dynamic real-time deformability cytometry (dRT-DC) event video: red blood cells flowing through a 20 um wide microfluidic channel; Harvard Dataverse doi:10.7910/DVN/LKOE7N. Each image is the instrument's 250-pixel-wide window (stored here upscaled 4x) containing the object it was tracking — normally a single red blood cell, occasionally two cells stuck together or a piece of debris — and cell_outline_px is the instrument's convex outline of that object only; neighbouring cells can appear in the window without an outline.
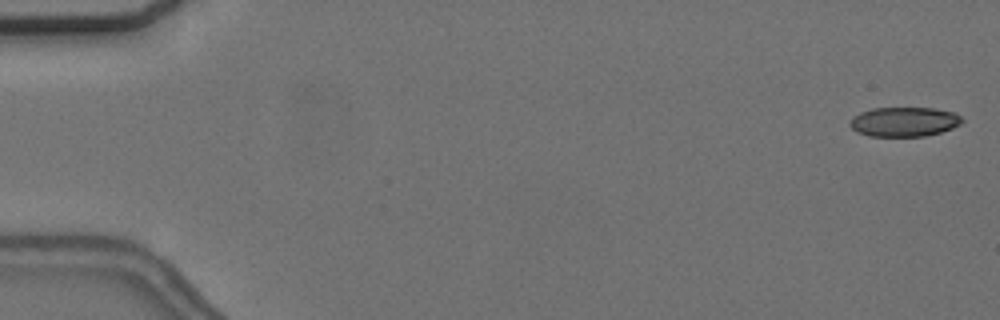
{"species": "common noctule bat (a hibernating species)", "species_latin": "Nyctalus noctula", "temperature_condition": "cold", "stored_images_in_passage": 11, "camera_frame_rate_fps": 3000, "um_per_image_px": 0.085, "animal": {"sex": "female", "body_mass_g": 24.6, "forearm_length_mm": 56.2}, "frame": {"image": 1, "passage_image": 1, "time_ms": 0.0, "image_size_px": [1000, 320], "cell_outline_px": [[964, 120], [960, 124], [952, 128], [940, 132], [924, 136], [868, 136], [856, 132], [848, 124], [852, 116], [860, 112], [872, 108], [932, 108], [956, 112]], "centroid_in_image_um": [76.83, 10.35], "position_along_channel_um": 8.2, "area_um2": 19.42}}